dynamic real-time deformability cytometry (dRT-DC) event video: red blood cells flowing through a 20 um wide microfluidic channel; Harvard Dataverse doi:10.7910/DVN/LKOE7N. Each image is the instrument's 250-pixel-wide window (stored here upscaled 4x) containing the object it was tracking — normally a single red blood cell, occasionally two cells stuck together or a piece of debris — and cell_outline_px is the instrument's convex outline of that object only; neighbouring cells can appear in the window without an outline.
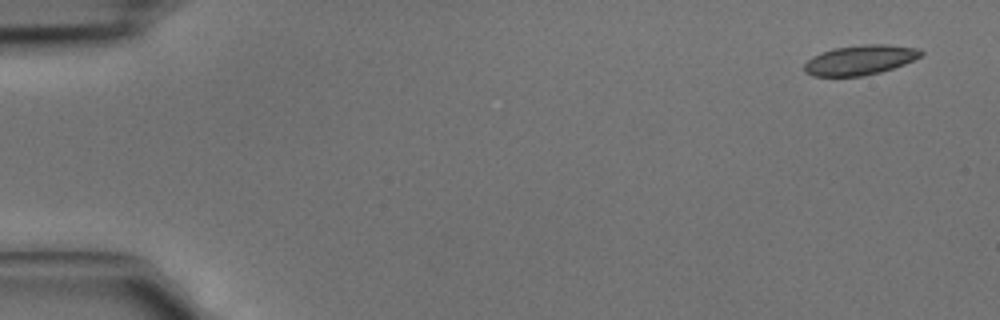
{"species": "common noctule bat (a hibernating species)", "species_latin": "Nyctalus noctula", "temperature_condition": "cold", "stored_images_in_passage": 3, "camera_frame_rate_fps": 3000, "um_per_image_px": 0.085, "animal": {"sex": "male", "body_mass_g": 15.6}, "frame": {"image": 1, "passage_image": 1, "time_ms": 0.0, "image_size_px": [1000, 320], "cell_outline_px": [[924, 52], [920, 56], [904, 64], [880, 72], [864, 76], [812, 76], [804, 72], [804, 64], [812, 56], [836, 48], [864, 44], [888, 44], [920, 48]], "centroid_in_image_um": [73.11, 5.1], "position_along_channel_um": 11.9, "area_um2": 20.17}}
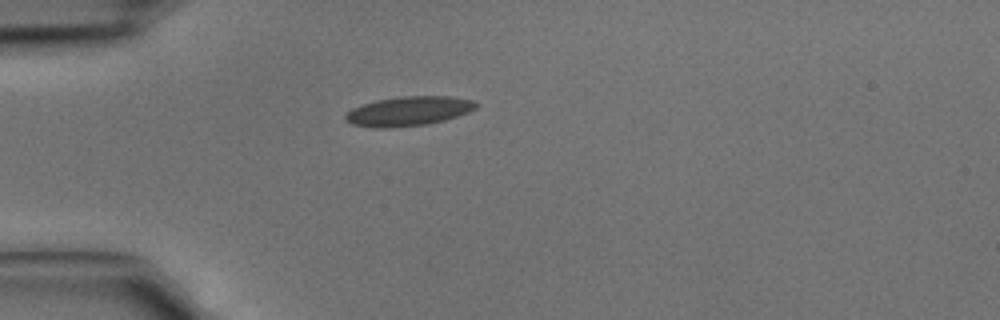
{"frame": {"image": 2, "passage_image": 3, "time_ms": 0.667, "image_size_px": [1000, 320], "cell_outline_px": [[476, 108], [468, 112], [444, 120], [428, 124], [392, 128], [376, 128], [352, 124], [344, 120], [344, 116], [352, 108], [376, 100], [404, 96], [448, 96], [472, 100], [476, 104]], "centroid_in_image_um": [34.69, 9.45], "position_along_channel_um": 50.3, "area_um2": 22.25}}